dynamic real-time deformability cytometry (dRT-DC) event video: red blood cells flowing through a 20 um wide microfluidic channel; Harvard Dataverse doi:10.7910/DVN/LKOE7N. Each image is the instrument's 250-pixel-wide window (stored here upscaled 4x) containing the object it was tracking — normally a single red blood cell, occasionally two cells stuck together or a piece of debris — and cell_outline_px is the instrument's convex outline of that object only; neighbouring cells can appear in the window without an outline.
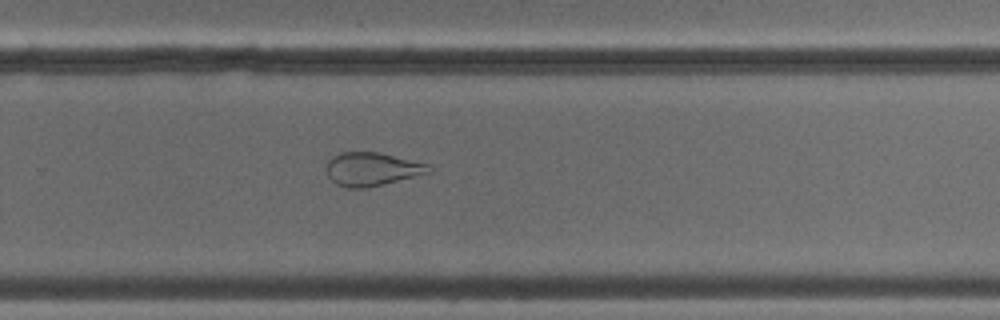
{"species": "common noctule bat (a hibernating species)", "species_latin": "Nyctalus noctula", "temperature_condition": "cold", "stored_images_in_passage": 52, "camera_frame_rate_fps": 3000, "um_per_image_px": 0.085, "animal": {"sex": "male", "body_mass_g": 18.8}, "frame": {"image": 1, "passage_image": 35, "time_ms": 11.333, "image_size_px": [1000, 320], "cell_outline_px": [[432, 172], [364, 188], [344, 188], [336, 184], [328, 176], [328, 160], [332, 156], [340, 152], [380, 152], [428, 164], [432, 168]], "centroid_in_image_um": [31.61, 14.36], "position_along_channel_um": 298.2, "area_um2": 19.77}}
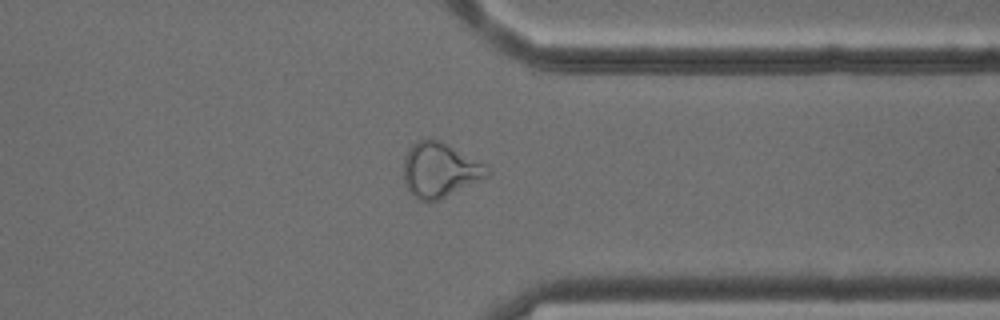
{"frame": {"image": 2, "passage_image": 41, "time_ms": 13.333, "image_size_px": [1000, 320], "cell_outline_px": [[488, 176], [440, 200], [420, 200], [408, 192], [404, 184], [404, 156], [408, 148], [416, 140], [428, 136], [440, 140], [484, 164], [488, 168]], "centroid_in_image_um": [37.32, 14.42], "position_along_channel_um": 374.1, "area_um2": 26.76}, "authors_computed_cell_mechanics": {"area_um2": 28.4087, "velocity_mm_per_s": 3.8835, "shape_relaxation_time_tau1_ms": null, "shape_relaxation_time_tau2_ms": 2.0117, "deformation_change_tau1": null, "deformation_change_tau2": 0.0974}}